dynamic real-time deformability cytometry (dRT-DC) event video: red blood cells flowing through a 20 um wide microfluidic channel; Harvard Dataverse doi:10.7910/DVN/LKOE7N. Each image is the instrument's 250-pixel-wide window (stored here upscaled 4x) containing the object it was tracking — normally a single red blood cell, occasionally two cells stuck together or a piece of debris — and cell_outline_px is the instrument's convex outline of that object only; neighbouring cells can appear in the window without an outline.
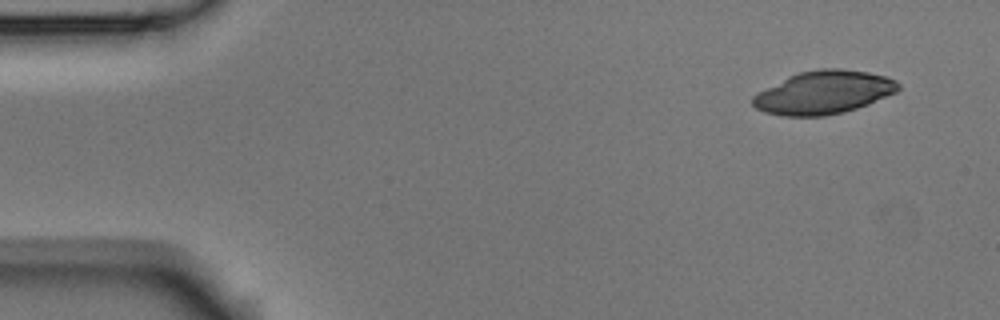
{"species": "Egyptian fruit bat (a non-hibernating species)", "species_latin": "Rousettus aegyptiacus", "temperature_condition": "room temperature", "stored_images_in_passage": 5, "camera_frame_rate_fps": 3000, "um_per_image_px": 0.085, "animal": {"sex": "male"}, "frame": {"image": 1, "passage_image": 1, "time_ms": 0.0, "image_size_px": [1000, 320], "cell_outline_px": [[900, 88], [896, 92], [868, 104], [844, 112], [824, 116], [784, 116], [764, 112], [756, 108], [752, 104], [752, 96], [788, 76], [800, 72], [820, 68], [840, 68], [868, 72], [888, 76], [896, 80], [900, 84]], "centroid_in_image_um": [70.03, 7.85], "position_along_channel_um": 15.0, "area_um2": 36.59}}